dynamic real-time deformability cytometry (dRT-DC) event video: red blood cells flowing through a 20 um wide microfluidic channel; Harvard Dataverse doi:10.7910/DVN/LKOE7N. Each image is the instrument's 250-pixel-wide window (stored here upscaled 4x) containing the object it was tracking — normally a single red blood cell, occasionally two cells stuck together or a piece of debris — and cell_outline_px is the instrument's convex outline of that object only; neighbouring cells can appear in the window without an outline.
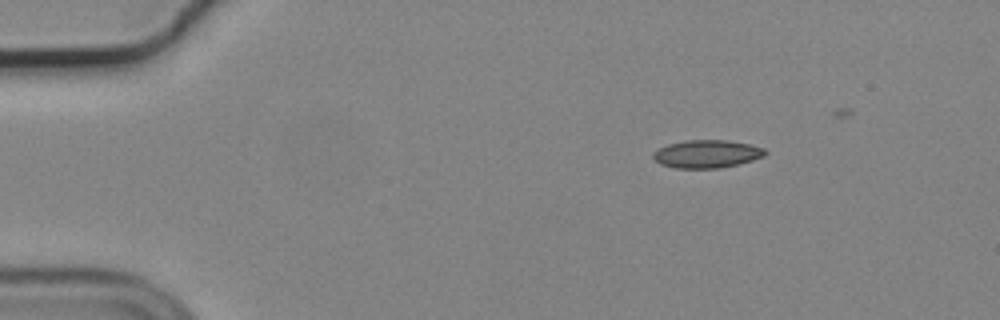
{"species": "common noctule bat (a hibernating species)", "species_latin": "Nyctalus noctula", "temperature_condition": "cold", "stored_images_in_passage": 2, "camera_frame_rate_fps": 3000, "um_per_image_px": 0.085, "animal": {"sex": "male", "body_mass_g": 19.2, "forearm_length_mm": 51.8}, "frame": {"image": 1, "passage_image": 1, "time_ms": 0.0, "image_size_px": [1000, 320], "cell_outline_px": [[760, 152], [756, 156], [744, 160], [728, 164], [672, 164], [684, 144], [736, 144]], "centroid_in_image_um": [60.64, 13.1], "position_along_channel_um": 24.4, "area_um2": 10.12}}